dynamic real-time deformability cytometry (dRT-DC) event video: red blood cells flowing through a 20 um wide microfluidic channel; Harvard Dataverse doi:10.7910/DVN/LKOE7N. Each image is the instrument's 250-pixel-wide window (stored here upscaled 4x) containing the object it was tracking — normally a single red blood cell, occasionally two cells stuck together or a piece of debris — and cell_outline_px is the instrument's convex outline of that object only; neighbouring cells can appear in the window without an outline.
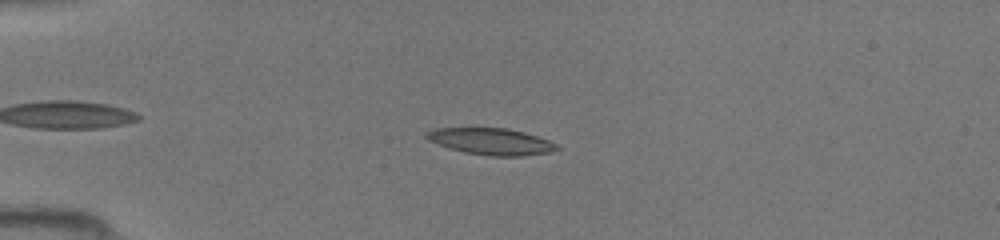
{"species": "common noctule bat (a hibernating species)", "species_latin": "Nyctalus noctula", "temperature_condition": "room temperature", "stored_images_in_passage": 43, "camera_frame_rate_fps": 3000, "um_per_image_px": 0.085, "animal": {"sex": "female", "body_mass_g": 19.5, "forearm_length_mm": 54.1}, "frame": {"image": 1, "passage_image": 8, "time_ms": 2.333, "image_size_px": [1000, 240], "cell_outline_px": [[560, 148], [548, 152], [520, 156], [492, 156], [464, 152], [428, 140], [424, 136], [428, 132], [436, 128], [508, 128], [524, 132], [548, 140], [556, 144]], "centroid_in_image_um": [41.76, 12.02], "position_along_channel_um": 43.2, "area_um2": 19.83}}
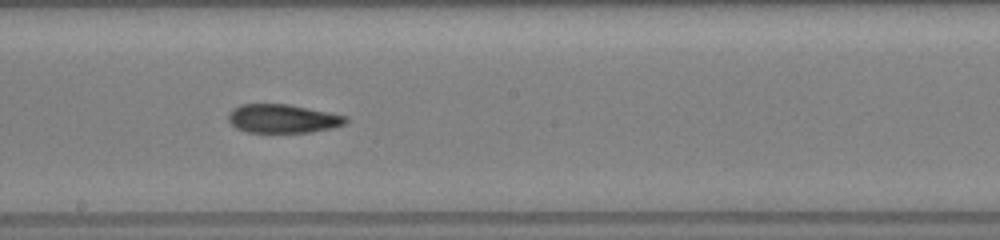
{"frame": {"image": 2, "passage_image": 23, "time_ms": 7.333, "image_size_px": [1000, 240], "cell_outline_px": [[348, 120], [344, 124], [332, 128], [312, 132], [248, 132], [236, 128], [228, 120], [228, 112], [232, 108], [240, 104], [288, 104], [348, 116]], "centroid_in_image_um": [24.02, 10.08], "position_along_channel_um": 224.2, "area_um2": 19.65}}
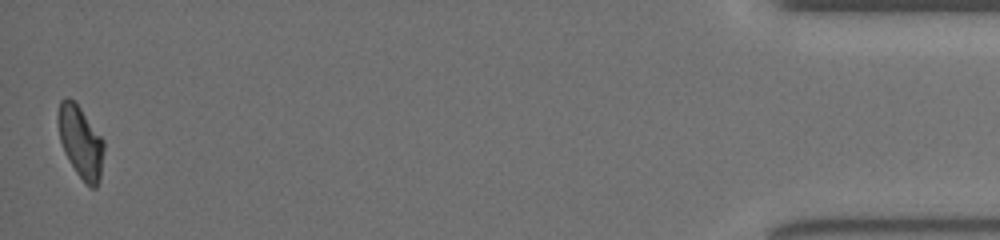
{"frame": {"image": 3, "passage_image": 43, "time_ms": 14.0, "image_size_px": [1000, 240], "cell_outline_px": [[104, 148], [100, 176], [96, 188], [92, 188], [76, 172], [68, 160], [64, 152], [60, 140], [56, 120], [56, 116], [60, 100], [64, 96], [68, 96], [80, 108], [104, 140]], "centroid_in_image_um": [6.81, 12.01], "position_along_channel_um": 428.4, "area_um2": 19.19}}